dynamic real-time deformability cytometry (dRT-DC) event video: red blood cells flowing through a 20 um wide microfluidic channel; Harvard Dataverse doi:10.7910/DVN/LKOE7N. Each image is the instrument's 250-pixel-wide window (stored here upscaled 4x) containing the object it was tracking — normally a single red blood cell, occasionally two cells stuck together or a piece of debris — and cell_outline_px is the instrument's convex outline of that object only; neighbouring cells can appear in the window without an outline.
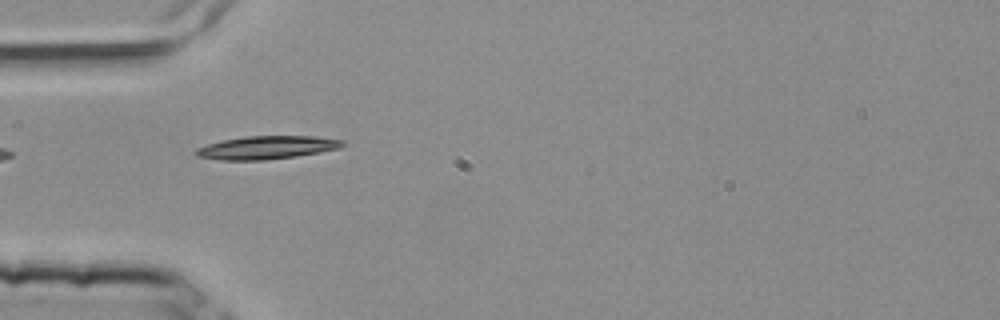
{"species": "common noctule bat (a hibernating species)", "species_latin": "Nyctalus noctula", "temperature_condition": "room temperature", "stored_images_in_passage": 4, "camera_frame_rate_fps": 3000, "um_per_image_px": 0.085, "animal": {"sex": "female", "body_mass_g": 25.1}, "frame": {"image": 1, "passage_image": 4, "time_ms": 1.0, "image_size_px": [1000, 320], "cell_outline_px": [[344, 144], [340, 148], [320, 152], [296, 156], [264, 160], [220, 160], [196, 156], [192, 152], [196, 148], [208, 144], [224, 140], [244, 136], [316, 136], [344, 140]], "centroid_in_image_um": [22.66, 12.54], "position_along_channel_um": 62.3, "area_um2": 19.83}}